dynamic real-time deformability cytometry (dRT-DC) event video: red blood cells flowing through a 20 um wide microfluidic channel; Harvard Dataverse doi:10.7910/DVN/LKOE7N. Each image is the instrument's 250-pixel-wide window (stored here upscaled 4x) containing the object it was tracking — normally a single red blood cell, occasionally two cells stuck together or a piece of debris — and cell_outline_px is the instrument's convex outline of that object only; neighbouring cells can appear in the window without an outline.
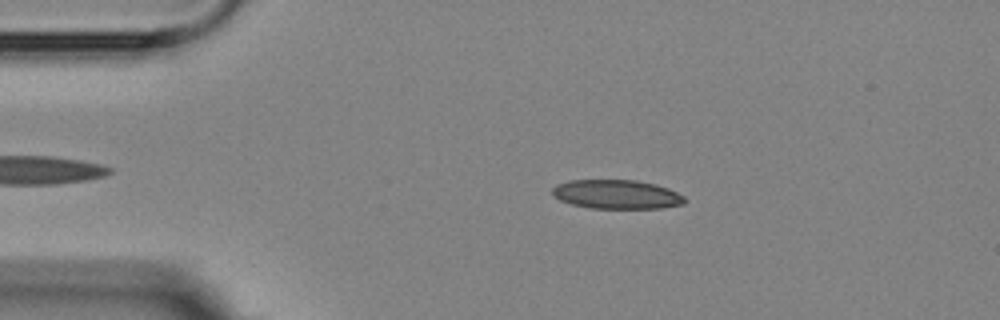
{"species": "Egyptian fruit bat (a non-hibernating species)", "species_latin": "Rousettus aegyptiacus", "temperature_condition": "room temperature", "stored_images_in_passage": 4, "camera_frame_rate_fps": 3000, "um_per_image_px": 0.085, "animal": {"sex": "female"}, "frame": {"image": 1, "passage_image": 2, "time_ms": 2.0, "image_size_px": [1000, 320], "cell_outline_px": [[688, 200], [684, 204], [660, 208], [588, 208], [572, 204], [560, 200], [552, 196], [552, 188], [556, 184], [568, 180], [636, 180], [656, 184], [668, 188], [684, 196]], "centroid_in_image_um": [52.41, 16.52], "position_along_channel_um": 32.6, "area_um2": 22.6}}